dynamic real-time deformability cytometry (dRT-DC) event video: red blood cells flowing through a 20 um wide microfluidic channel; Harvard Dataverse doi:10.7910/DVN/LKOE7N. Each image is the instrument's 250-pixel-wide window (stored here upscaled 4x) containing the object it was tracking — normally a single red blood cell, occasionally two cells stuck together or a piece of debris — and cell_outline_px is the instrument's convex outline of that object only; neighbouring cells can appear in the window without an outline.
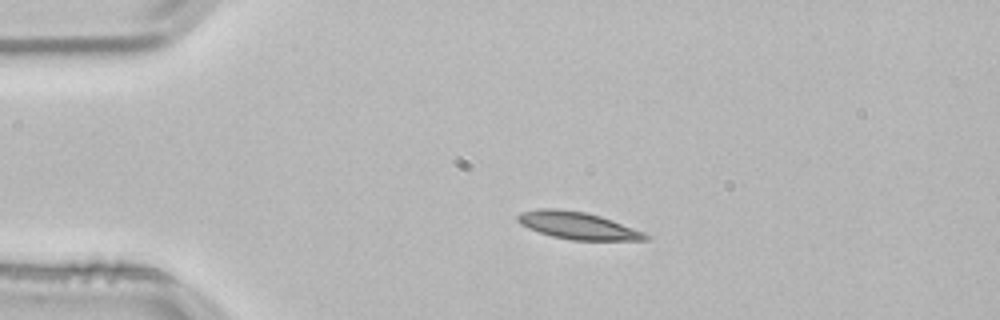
{"species": "common noctule bat (a hibernating species)", "species_latin": "Nyctalus noctula", "temperature_condition": "room temperature", "stored_images_in_passage": 26, "camera_frame_rate_fps": 3000, "um_per_image_px": 0.085, "animal": {"sex": "male", "body_mass_g": 21.5, "forearm_length_mm": 52.0}, "frame": {"image": 1, "passage_image": 1, "time_ms": 0.0, "image_size_px": [1000, 320], "cell_outline_px": [[652, 236], [648, 240], [572, 240], [552, 236], [528, 228], [520, 224], [516, 220], [516, 216], [520, 212], [536, 208], [560, 208], [588, 212], [612, 220], [644, 232]], "centroid_in_image_um": [49.08, 19.16], "position_along_channel_um": 35.9, "area_um2": 20.52}}
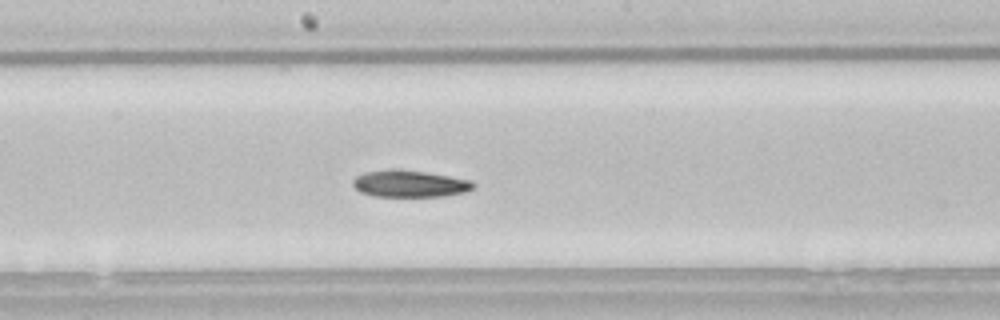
{"frame": {"image": 2, "passage_image": 18, "time_ms": 5.667, "image_size_px": [1000, 320], "cell_outline_px": [[476, 188], [464, 192], [444, 196], [376, 196], [360, 192], [352, 184], [352, 180], [356, 176], [364, 172], [392, 168], [396, 168], [428, 172], [472, 180], [476, 184]], "centroid_in_image_um": [34.85, 15.59], "position_along_channel_um": 213.4, "area_um2": 19.13}}
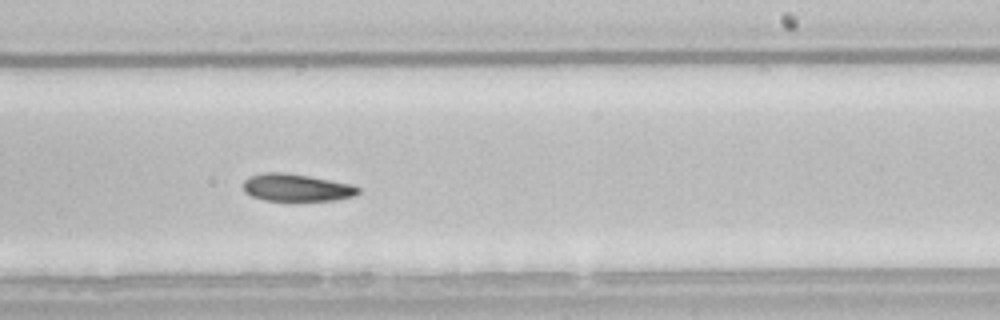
{"frame": {"image": 3, "passage_image": 22, "time_ms": 7.0, "image_size_px": [1000, 320], "cell_outline_px": [[360, 192], [352, 196], [336, 200], [264, 200], [252, 196], [244, 192], [244, 180], [248, 176], [264, 172], [284, 172], [308, 176], [352, 184], [360, 188]], "centroid_in_image_um": [25.18, 15.93], "position_along_channel_um": 263.8, "area_um2": 18.26}}